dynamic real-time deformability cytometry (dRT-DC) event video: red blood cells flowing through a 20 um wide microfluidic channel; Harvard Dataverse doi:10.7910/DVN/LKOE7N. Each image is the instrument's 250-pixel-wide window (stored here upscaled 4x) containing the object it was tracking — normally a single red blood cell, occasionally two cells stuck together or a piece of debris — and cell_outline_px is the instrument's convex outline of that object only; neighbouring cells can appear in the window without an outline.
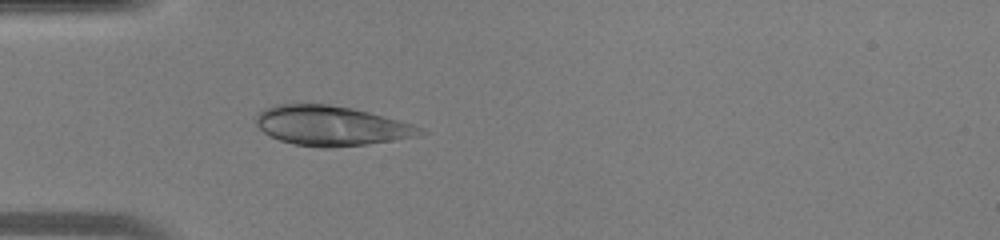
{"species": "human", "species_latin": "Homo sapiens", "temperature_condition": "warm", "stored_images_in_passage": 46, "camera_frame_rate_fps": 3000, "um_per_image_px": 0.085, "donor": {"sex": "male"}, "frame": {"image": 1, "passage_image": 15, "time_ms": 4.667, "image_size_px": [1000, 240], "cell_outline_px": [[428, 132], [420, 136], [364, 144], [332, 148], [320, 148], [292, 144], [280, 140], [264, 132], [256, 124], [256, 116], [264, 108], [276, 104], [328, 104], [352, 108], [368, 112], [412, 124], [424, 128]], "centroid_in_image_um": [28.16, 10.69], "position_along_channel_um": 56.8, "area_um2": 37.92}}
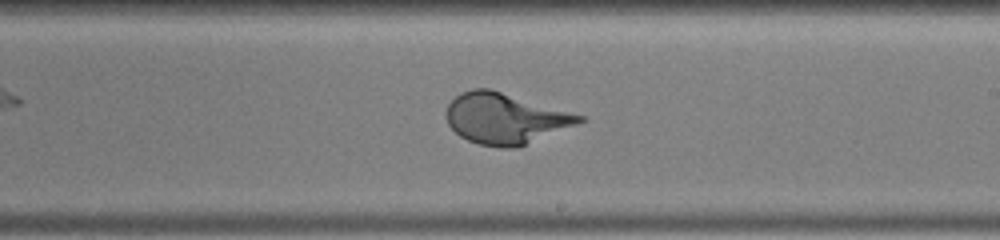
{"frame": {"image": 2, "passage_image": 28, "time_ms": 9.0, "image_size_px": [1000, 240], "cell_outline_px": [[588, 120], [516, 148], [500, 148], [480, 144], [468, 140], [460, 136], [448, 124], [444, 112], [448, 104], [460, 92], [472, 88], [488, 88], [584, 116]], "centroid_in_image_um": [42.91, 10.07], "position_along_channel_um": 246.1, "area_um2": 39.13}}
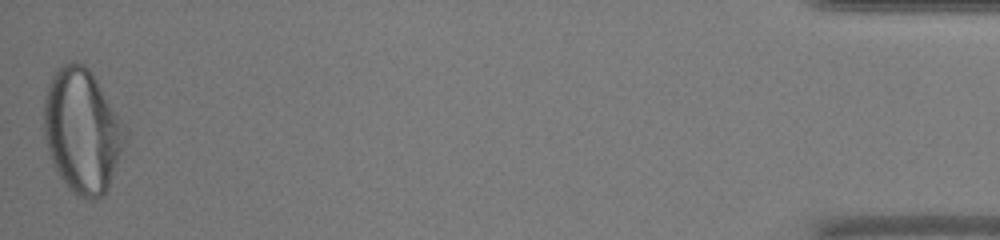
{"frame": {"image": 3, "passage_image": 46, "time_ms": 15.0, "image_size_px": [1000, 240], "cell_outline_px": [[128, 136], [108, 188], [104, 196], [96, 200], [92, 200], [76, 196], [68, 188], [60, 176], [52, 160], [44, 136], [44, 100], [48, 84], [56, 68], [68, 60], [76, 60], [84, 64], [92, 72], [128, 128]], "centroid_in_image_um": [7.01, 11.09], "position_along_channel_um": 428.2, "area_um2": 59.36}}